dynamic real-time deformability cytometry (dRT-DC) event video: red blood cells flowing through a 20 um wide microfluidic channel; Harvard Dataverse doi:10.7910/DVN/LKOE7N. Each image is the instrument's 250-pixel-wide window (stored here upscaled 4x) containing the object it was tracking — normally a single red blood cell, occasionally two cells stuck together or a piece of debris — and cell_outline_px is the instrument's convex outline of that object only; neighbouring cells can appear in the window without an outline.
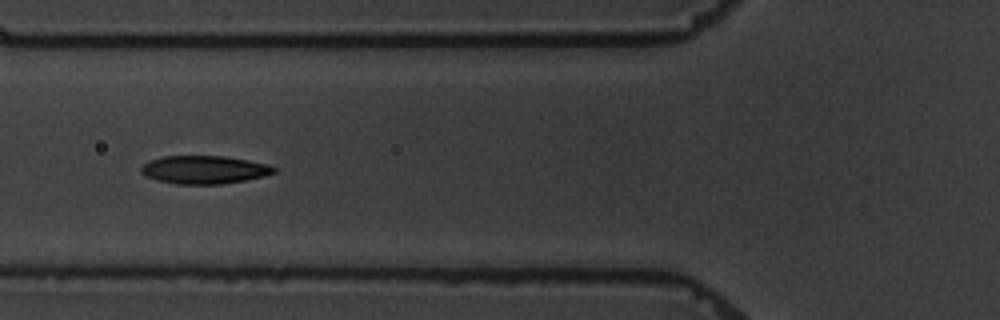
{"species": "common noctule bat (a hibernating species)", "species_latin": "Nyctalus noctula", "temperature_condition": "warm", "stored_images_in_passage": 9, "camera_frame_rate_fps": 3000, "um_per_image_px": 0.085, "animal": {"sex": "male", "body_mass_g": 19.5, "forearm_length_mm": 54.6}, "frame": {"image": 1, "passage_image": 7, "time_ms": 7.0, "image_size_px": [1000, 320], "cell_outline_px": [[276, 172], [264, 176], [244, 180], [220, 184], [176, 184], [156, 180], [144, 176], [140, 172], [140, 168], [148, 160], [164, 156], [224, 156], [248, 160], [268, 164], [276, 168]], "centroid_in_image_um": [17.32, 14.42], "position_along_channel_um": 108.5, "area_um2": 21.85}}
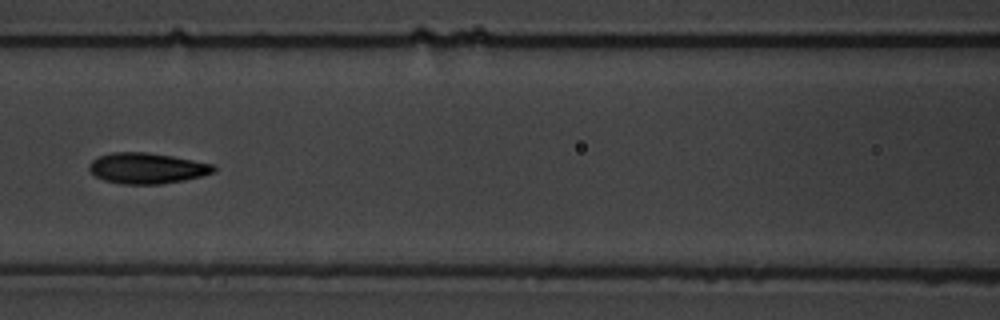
{"frame": {"image": 2, "passage_image": 8, "time_ms": 8.333, "image_size_px": [1000, 320], "cell_outline_px": [[216, 168], [212, 172], [200, 176], [184, 180], [160, 184], [124, 184], [104, 180], [96, 176], [88, 168], [88, 164], [92, 160], [100, 156], [112, 152], [144, 152], [172, 156], [216, 164]], "centroid_in_image_um": [12.49, 14.29], "position_along_channel_um": 154.1, "area_um2": 22.2}}
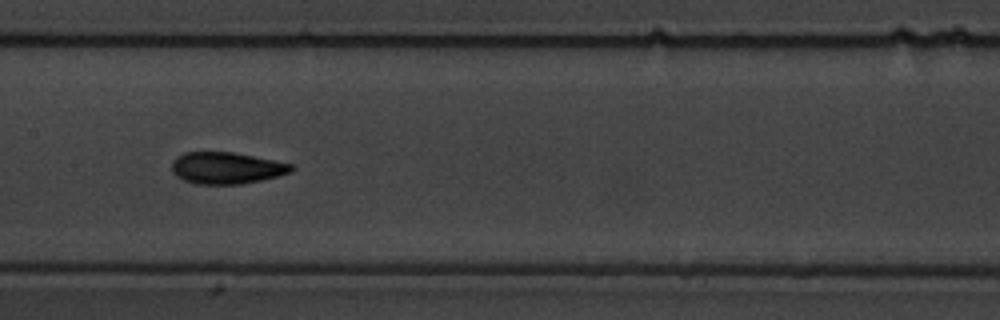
{"frame": {"image": 3, "passage_image": 9, "time_ms": 9.333, "image_size_px": [1000, 320], "cell_outline_px": [[296, 168], [292, 172], [280, 176], [244, 184], [196, 184], [184, 180], [176, 176], [172, 172], [172, 160], [176, 156], [184, 152], [232, 152], [292, 164]], "centroid_in_image_um": [19.25, 14.29], "position_along_channel_um": 188.1, "area_um2": 22.25}}